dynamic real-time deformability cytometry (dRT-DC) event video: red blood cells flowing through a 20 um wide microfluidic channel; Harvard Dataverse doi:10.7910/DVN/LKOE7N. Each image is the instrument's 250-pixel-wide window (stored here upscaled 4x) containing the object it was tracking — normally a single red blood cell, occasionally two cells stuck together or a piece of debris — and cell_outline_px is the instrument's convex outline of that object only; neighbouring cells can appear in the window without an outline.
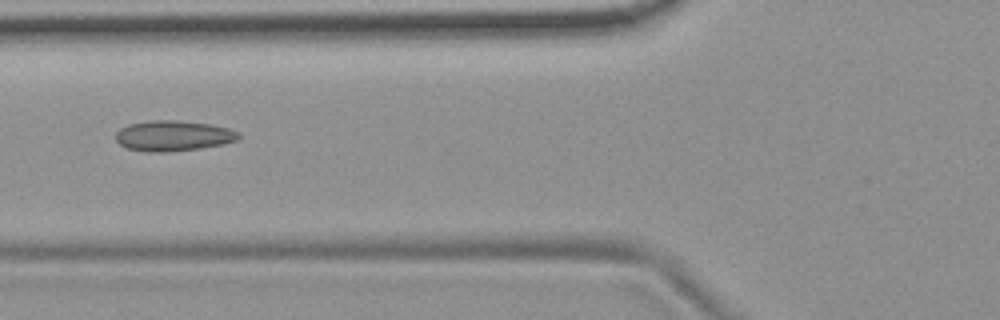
{"species": "common noctule bat (a hibernating species)", "species_latin": "Nyctalus noctula", "temperature_condition": "room temperature", "stored_images_in_passage": 6, "camera_frame_rate_fps": 3000, "um_per_image_px": 0.085, "animal": {"sex": "female", "body_mass_g": 19.9}, "frame": {"image": 1, "passage_image": 6, "time_ms": 6.0, "image_size_px": [1000, 320], "cell_outline_px": [[240, 136], [236, 140], [224, 144], [200, 148], [168, 152], [144, 152], [128, 148], [120, 144], [116, 140], [116, 132], [120, 128], [128, 124], [148, 120], [176, 120], [212, 124], [228, 128], [240, 132]], "centroid_in_image_um": [14.72, 11.54], "position_along_channel_um": 111.1, "area_um2": 22.02}}